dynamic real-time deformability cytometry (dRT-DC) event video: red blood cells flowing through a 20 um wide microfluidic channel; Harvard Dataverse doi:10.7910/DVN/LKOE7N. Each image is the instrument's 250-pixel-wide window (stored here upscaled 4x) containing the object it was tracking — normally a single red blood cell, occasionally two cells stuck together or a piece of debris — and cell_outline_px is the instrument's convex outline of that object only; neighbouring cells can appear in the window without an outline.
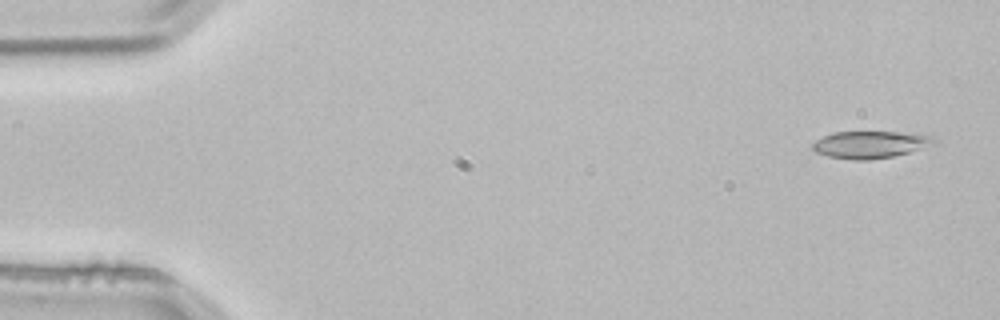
{"species": "common noctule bat (a hibernating species)", "species_latin": "Nyctalus noctula", "temperature_condition": "room temperature", "stored_images_in_passage": 4, "camera_frame_rate_fps": 3000, "um_per_image_px": 0.085, "animal": {"sex": "male", "body_mass_g": 21.5, "forearm_length_mm": 52.0}, "frame": {"image": 1, "passage_image": 1, "time_ms": 0.0, "image_size_px": [1000, 320], "cell_outline_px": [[940, 140], [936, 144], [908, 152], [892, 156], [868, 160], [852, 160], [828, 156], [816, 152], [812, 148], [812, 144], [816, 140], [832, 132], [896, 132], [932, 136]], "centroid_in_image_um": [73.98, 12.29], "position_along_channel_um": 11.0, "area_um2": 19.13}}